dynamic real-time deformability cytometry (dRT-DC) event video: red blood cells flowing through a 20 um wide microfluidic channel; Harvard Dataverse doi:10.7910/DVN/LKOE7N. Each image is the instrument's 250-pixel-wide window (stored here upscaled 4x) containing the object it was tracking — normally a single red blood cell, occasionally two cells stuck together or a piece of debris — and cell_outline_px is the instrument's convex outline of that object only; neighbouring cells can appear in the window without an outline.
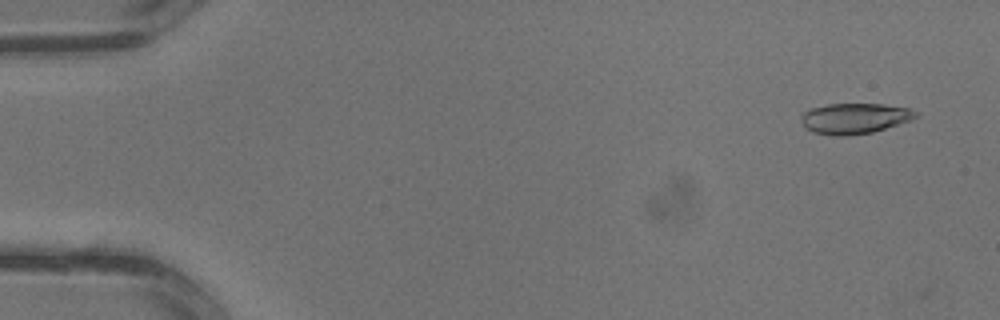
{"species": "common noctule bat (a hibernating species)", "species_latin": "Nyctalus noctula", "temperature_condition": "warm", "stored_images_in_passage": 3, "camera_frame_rate_fps": 3000, "um_per_image_px": 0.085, "animal": {"sex": "male", "body_mass_g": 13.3}, "frame": {"image": 1, "passage_image": 1, "time_ms": 0.0, "image_size_px": [1000, 320], "cell_outline_px": [[920, 116], [912, 120], [872, 132], [848, 136], [836, 136], [812, 132], [804, 124], [800, 116], [804, 112], [812, 108], [828, 104], [884, 104], [908, 108], [916, 112]], "centroid_in_image_um": [72.67, 10.06], "position_along_channel_um": 12.3, "area_um2": 20.35}}